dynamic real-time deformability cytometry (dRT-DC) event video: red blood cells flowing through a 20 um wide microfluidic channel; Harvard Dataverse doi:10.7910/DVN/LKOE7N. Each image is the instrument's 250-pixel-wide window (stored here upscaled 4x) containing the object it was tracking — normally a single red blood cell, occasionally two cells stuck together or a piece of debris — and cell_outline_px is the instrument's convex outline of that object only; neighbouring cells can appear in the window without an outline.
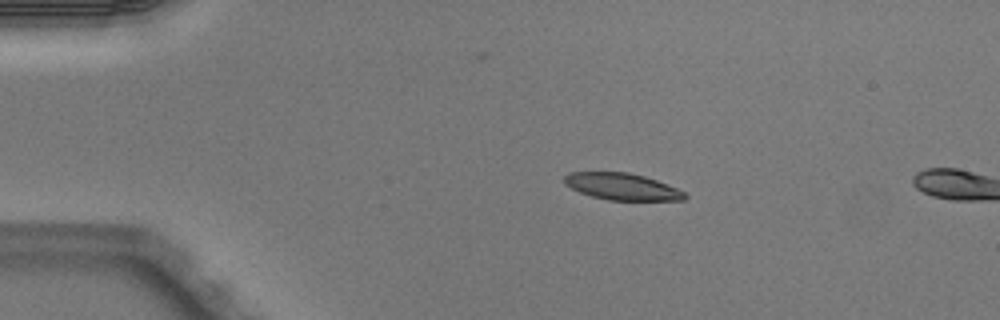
{"species": "Egyptian fruit bat (a non-hibernating species)", "species_latin": "Rousettus aegyptiacus", "temperature_condition": "warm", "stored_images_in_passage": 4, "camera_frame_rate_fps": 3000, "um_per_image_px": 0.085, "animal": {"sex": "male"}, "frame": {"image": 1, "passage_image": 3, "time_ms": 0.667, "image_size_px": [1000, 320], "cell_outline_px": [[688, 196], [684, 200], [608, 200], [592, 196], [580, 192], [564, 184], [564, 176], [568, 172], [628, 172], [644, 176], [656, 180], [676, 188], [684, 192]], "centroid_in_image_um": [52.86, 15.85], "position_along_channel_um": 32.1, "area_um2": 18.67}}